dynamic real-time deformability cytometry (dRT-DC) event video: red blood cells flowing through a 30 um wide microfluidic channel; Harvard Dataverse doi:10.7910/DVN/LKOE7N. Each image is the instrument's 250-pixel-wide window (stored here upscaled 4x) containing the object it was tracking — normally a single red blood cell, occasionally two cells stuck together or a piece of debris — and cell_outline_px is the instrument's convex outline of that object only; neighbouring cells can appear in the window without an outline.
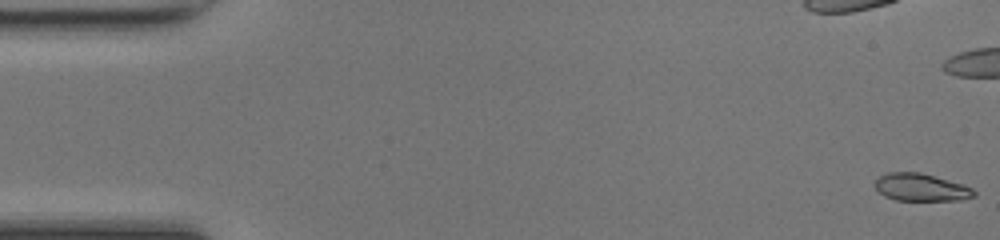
{"species": "common noctule bat (a hibernating species)", "species_latin": "Nyctalus noctula", "temperature_condition": "room temperature", "stored_images_in_passage": 16, "camera_frame_rate_fps": 3000, "um_per_image_px": 0.085, "animal": {"sex": "female", "body_mass_g": 17.0, "forearm_length_mm": 48.0}, "frame": {"image": 1, "passage_image": 1, "time_ms": 0.0, "image_size_px": [1000, 240], "cell_outline_px": [[976, 196], [960, 200], [896, 200], [884, 196], [876, 188], [876, 180], [880, 176], [888, 172], [920, 172], [964, 184], [972, 188], [976, 192]], "centroid_in_image_um": [78.32, 15.92], "position_along_channel_um": 6.7, "area_um2": 15.84}}